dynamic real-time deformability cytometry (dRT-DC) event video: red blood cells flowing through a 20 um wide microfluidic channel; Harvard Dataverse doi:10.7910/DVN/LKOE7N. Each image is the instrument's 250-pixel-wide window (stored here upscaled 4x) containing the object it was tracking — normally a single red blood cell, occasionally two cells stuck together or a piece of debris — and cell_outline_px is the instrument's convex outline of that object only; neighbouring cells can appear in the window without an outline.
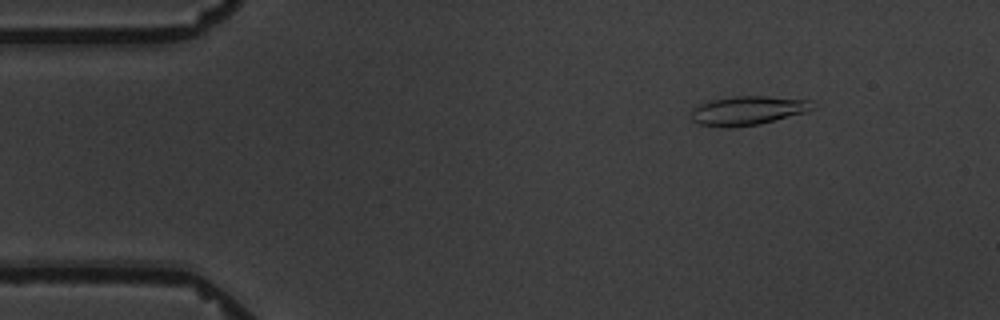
{"species": "common noctule bat (a hibernating species)", "species_latin": "Nyctalus noctula", "temperature_condition": "warm", "stored_images_in_passage": 8, "camera_frame_rate_fps": 3000, "um_per_image_px": 0.085, "animal": {"sex": "male", "body_mass_g": 19.5, "forearm_length_mm": 54.6}, "frame": {"image": 1, "passage_image": 2, "time_ms": 1.0, "image_size_px": [1000, 320], "cell_outline_px": [[820, 104], [816, 108], [808, 112], [760, 124], [732, 128], [728, 128], [700, 124], [692, 120], [692, 108], [700, 104], [712, 100], [732, 96], [768, 96], [812, 100]], "centroid_in_image_um": [63.67, 9.39], "position_along_channel_um": 21.3, "area_um2": 20.92}}
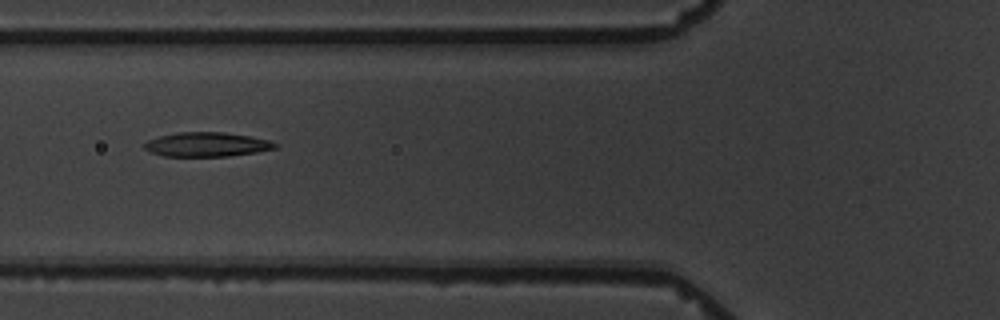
{"frame": {"image": 2, "passage_image": 6, "time_ms": 5.667, "image_size_px": [1000, 320], "cell_outline_px": [[276, 148], [256, 152], [228, 156], [164, 156], [152, 152], [144, 148], [144, 144], [148, 140], [160, 136], [176, 132], [224, 132], [252, 136], [268, 140], [276, 144]], "centroid_in_image_um": [17.57, 12.27], "position_along_channel_um": 108.2, "area_um2": 18.38}}
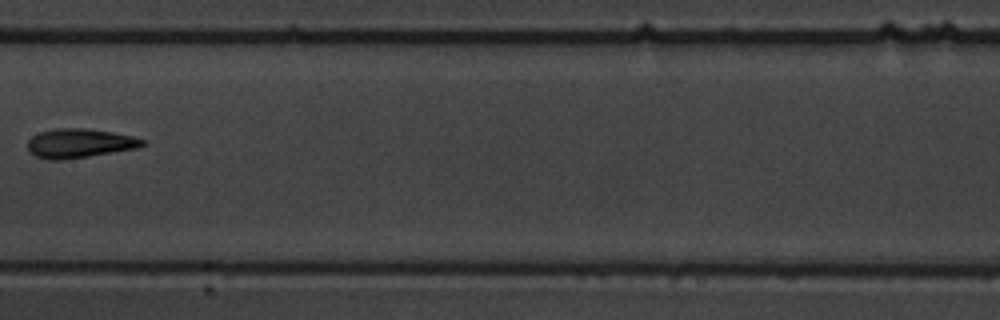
{"frame": {"image": 3, "passage_image": 8, "time_ms": 8.333, "image_size_px": [1000, 320], "cell_outline_px": [[148, 144], [136, 148], [88, 156], [60, 160], [48, 160], [36, 156], [28, 152], [28, 140], [32, 136], [40, 132], [56, 128], [84, 128], [112, 132], [132, 136], [144, 140]], "centroid_in_image_um": [6.73, 12.17], "position_along_channel_um": 200.7, "area_um2": 19.42}}